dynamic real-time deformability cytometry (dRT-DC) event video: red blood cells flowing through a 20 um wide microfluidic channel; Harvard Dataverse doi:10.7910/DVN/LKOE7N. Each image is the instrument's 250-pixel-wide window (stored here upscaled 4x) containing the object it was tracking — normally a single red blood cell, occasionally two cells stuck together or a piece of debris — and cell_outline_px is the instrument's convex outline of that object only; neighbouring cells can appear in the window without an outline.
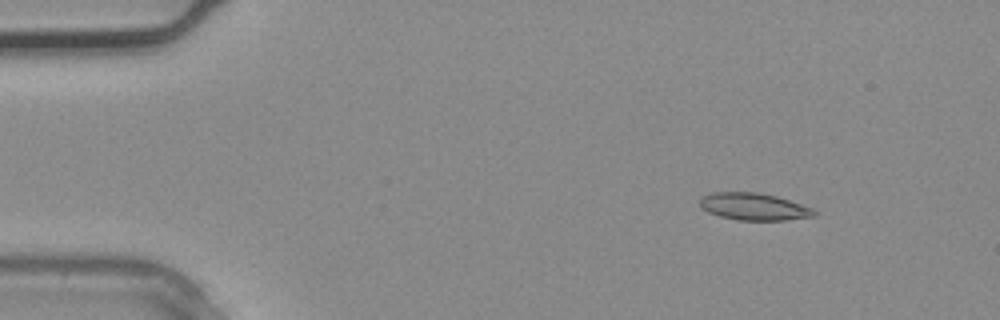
{"species": "common noctule bat (a hibernating species)", "species_latin": "Nyctalus noctula", "temperature_condition": "warm", "stored_images_in_passage": 3, "camera_frame_rate_fps": 3000, "um_per_image_px": 0.085, "animal": {"sex": "male", "body_mass_g": 20.4}, "frame": {"image": 1, "passage_image": 1, "time_ms": 0.0, "image_size_px": [1000, 320], "cell_outline_px": [[816, 216], [784, 220], [736, 220], [720, 216], [708, 212], [700, 208], [700, 200], [704, 196], [712, 192], [760, 192], [776, 196], [812, 208], [816, 212]], "centroid_in_image_um": [64.06, 17.56], "position_along_channel_um": 20.9, "area_um2": 18.03}}